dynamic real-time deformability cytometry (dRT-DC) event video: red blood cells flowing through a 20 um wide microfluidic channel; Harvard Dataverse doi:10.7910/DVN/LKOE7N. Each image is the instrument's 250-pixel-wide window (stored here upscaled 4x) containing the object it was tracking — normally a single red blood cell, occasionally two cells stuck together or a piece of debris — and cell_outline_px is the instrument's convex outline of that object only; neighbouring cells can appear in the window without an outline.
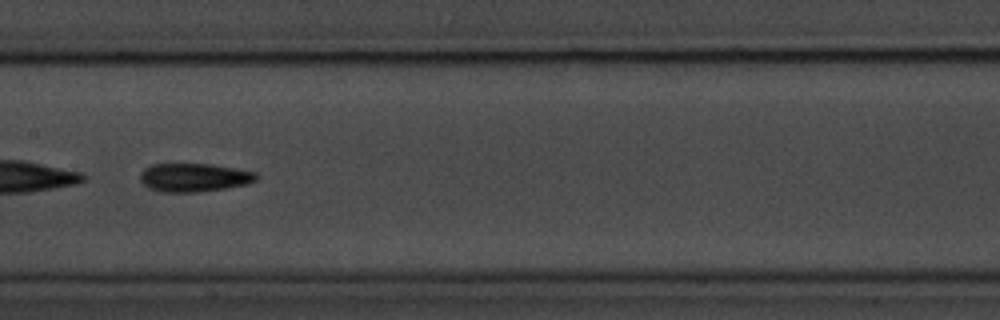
{"species": "common noctule bat (a hibernating species)", "species_latin": "Nyctalus noctula", "temperature_condition": "room temperature", "stored_images_in_passage": 53, "camera_frame_rate_fps": 3000, "um_per_image_px": 0.085, "animal": {"sex": "male", "body_mass_g": 20.1, "forearm_length_mm": 53.5}, "frame": {"image": 1, "passage_image": 26, "time_ms": 8.333, "image_size_px": [1000, 320], "cell_outline_px": [[260, 176], [256, 180], [248, 184], [224, 188], [196, 192], [160, 192], [148, 188], [140, 180], [140, 172], [144, 168], [152, 164], [212, 164], [236, 168], [256, 172]], "centroid_in_image_um": [16.5, 15.08], "position_along_channel_um": 190.9, "area_um2": 19.42}, "authors_computed_cell_mechanics": {"area_um2": 19.2474, "velocity_mm_per_s": 3.6604, "shape_relaxation_time_tau1_ms": 4.0413, "shape_relaxation_time_tau2_ms": 5.68, "deformation_change_tau1": 0.1832, "deformation_change_tau2": 0.1523}}